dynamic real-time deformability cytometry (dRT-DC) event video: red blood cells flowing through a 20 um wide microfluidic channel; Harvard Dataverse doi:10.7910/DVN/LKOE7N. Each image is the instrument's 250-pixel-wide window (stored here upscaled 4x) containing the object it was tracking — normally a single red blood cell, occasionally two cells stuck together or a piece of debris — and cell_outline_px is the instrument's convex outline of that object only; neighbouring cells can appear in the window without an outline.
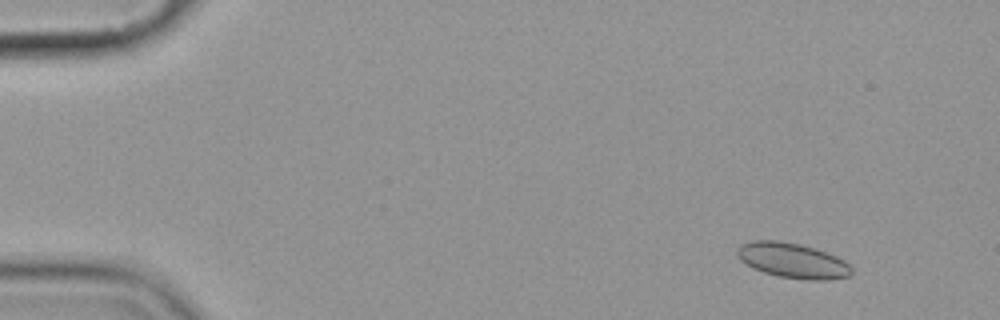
{"species": "common noctule bat (a hibernating species)", "species_latin": "Nyctalus noctula", "temperature_condition": "cold", "stored_images_in_passage": 9, "camera_frame_rate_fps": 3000, "um_per_image_px": 0.085, "animal": {"sex": "female", "body_mass_g": 19.9}, "frame": {"image": 1, "passage_image": 1, "time_ms": 0.0, "image_size_px": [1000, 320], "cell_outline_px": [[852, 276], [828, 280], [808, 280], [780, 276], [764, 272], [752, 268], [740, 260], [736, 256], [736, 248], [740, 244], [752, 240], [776, 240], [800, 244], [836, 256], [844, 260], [852, 268]], "centroid_in_image_um": [67.34, 22.14], "position_along_channel_um": 17.7, "area_um2": 23.47}}
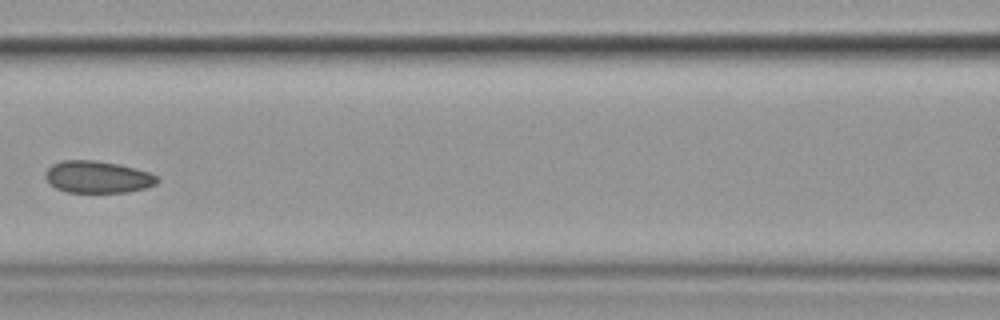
{"frame": {"image": 2, "passage_image": 7, "time_ms": 7.0, "image_size_px": [1000, 320], "cell_outline_px": [[160, 180], [156, 184], [144, 188], [128, 192], [68, 192], [56, 188], [44, 176], [44, 172], [52, 164], [60, 160], [96, 160], [120, 164], [136, 168], [148, 172], [156, 176]], "centroid_in_image_um": [8.29, 15.03], "position_along_channel_um": 158.3, "area_um2": 20.92}}
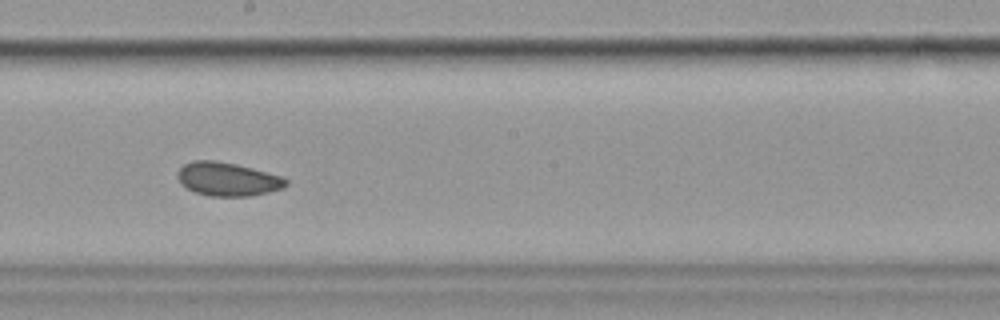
{"frame": {"image": 3, "passage_image": 9, "time_ms": 9.0, "image_size_px": [1000, 320], "cell_outline_px": [[288, 184], [284, 188], [252, 196], [208, 196], [196, 192], [180, 184], [176, 176], [180, 168], [184, 164], [192, 160], [216, 160], [236, 164], [252, 168], [280, 176], [288, 180]], "centroid_in_image_um": [19.33, 15.22], "position_along_channel_um": 228.9, "area_um2": 21.27}}